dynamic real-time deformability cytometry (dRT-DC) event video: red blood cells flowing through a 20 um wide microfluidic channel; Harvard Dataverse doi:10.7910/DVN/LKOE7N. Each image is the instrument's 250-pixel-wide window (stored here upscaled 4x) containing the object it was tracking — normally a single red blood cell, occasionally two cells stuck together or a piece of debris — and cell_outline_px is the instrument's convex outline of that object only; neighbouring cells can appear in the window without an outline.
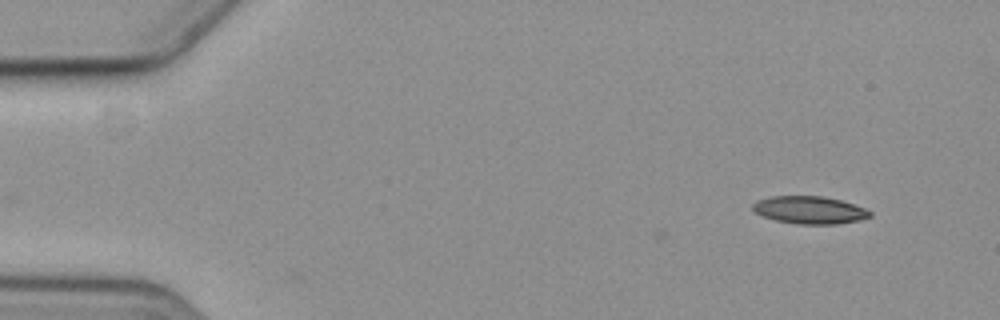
{"species": "common noctule bat (a hibernating species)", "species_latin": "Nyctalus noctula", "temperature_condition": "cold", "stored_images_in_passage": 7, "camera_frame_rate_fps": 3000, "um_per_image_px": 0.085, "animal": {"sex": "female", "body_mass_g": 19.3, "forearm_length_mm": 54.1}, "frame": {"image": 1, "passage_image": 1, "time_ms": 0.0, "image_size_px": [1000, 320], "cell_outline_px": [[872, 216], [860, 220], [836, 224], [796, 224], [776, 220], [764, 216], [756, 212], [752, 208], [752, 204], [756, 200], [772, 196], [824, 196], [840, 200], [864, 208], [872, 212]], "centroid_in_image_um": [68.82, 17.85], "position_along_channel_um": 16.2, "area_um2": 18.79}}
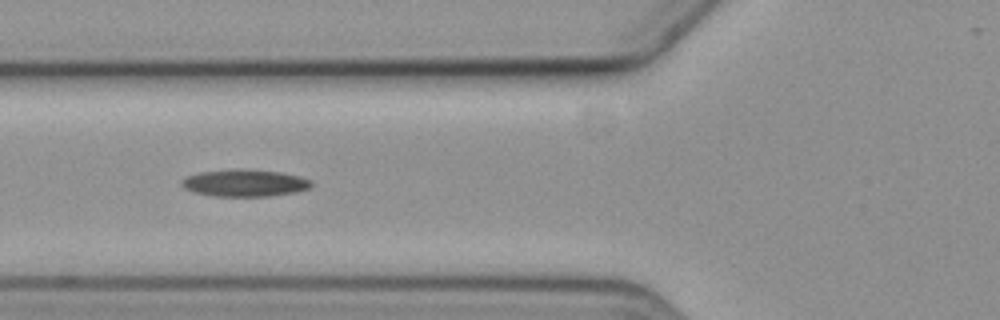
{"frame": {"image": 2, "passage_image": 5, "time_ms": 5.667, "image_size_px": [1000, 320], "cell_outline_px": [[312, 184], [308, 188], [296, 192], [272, 196], [212, 196], [192, 192], [184, 188], [180, 184], [180, 180], [188, 176], [200, 172], [232, 168], [244, 168], [280, 172], [300, 176], [312, 180]], "centroid_in_image_um": [20.77, 15.54], "position_along_channel_um": 105.0, "area_um2": 20.81}}
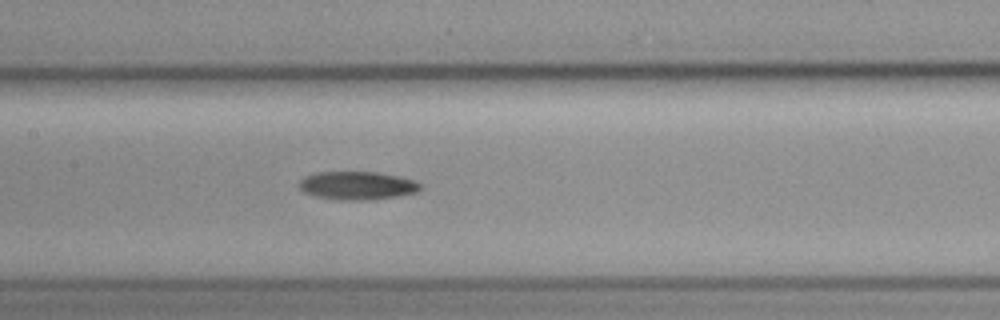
{"frame": {"image": 3, "passage_image": 7, "time_ms": 7.667, "image_size_px": [1000, 320], "cell_outline_px": [[420, 188], [416, 192], [400, 196], [364, 200], [340, 200], [316, 196], [304, 192], [300, 188], [300, 180], [304, 176], [316, 172], [376, 172], [400, 176], [416, 180], [420, 184]], "centroid_in_image_um": [30.38, 15.76], "position_along_channel_um": 177.0, "area_um2": 19.94}}